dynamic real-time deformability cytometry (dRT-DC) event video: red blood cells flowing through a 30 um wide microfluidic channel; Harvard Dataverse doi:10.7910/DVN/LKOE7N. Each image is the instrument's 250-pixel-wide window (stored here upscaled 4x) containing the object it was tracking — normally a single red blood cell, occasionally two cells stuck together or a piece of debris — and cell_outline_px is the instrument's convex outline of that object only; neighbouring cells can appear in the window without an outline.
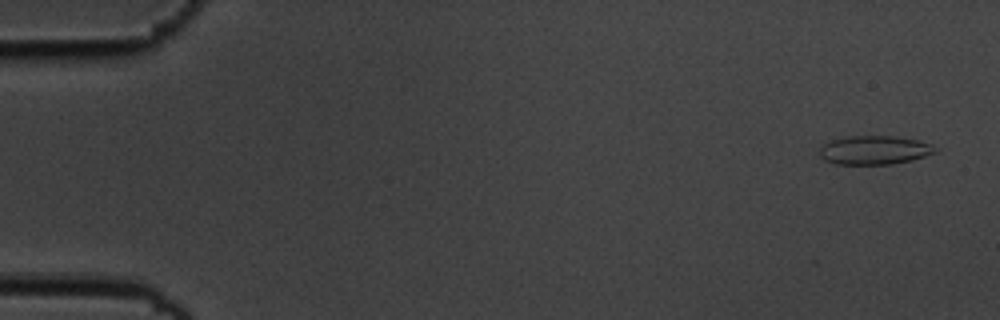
{"species": "common noctule bat (a hibernating species)", "species_latin": "Nyctalus noctula", "temperature_condition": "cold", "stored_images_in_passage": 5, "camera_frame_rate_fps": 3000, "um_per_image_px": 0.085, "animal": {"sex": "male", "body_mass_g": 19.5, "forearm_length_mm": 54.6}, "frame": {"image": 1, "passage_image": 1, "time_ms": 0.0, "image_size_px": [1000, 320], "cell_outline_px": [[936, 152], [912, 160], [892, 164], [836, 164], [824, 160], [820, 156], [820, 148], [824, 144], [832, 140], [844, 136], [892, 136], [916, 140], [928, 144], [936, 148]], "centroid_in_image_um": [74.28, 12.76], "position_along_channel_um": 10.7, "area_um2": 19.19}}
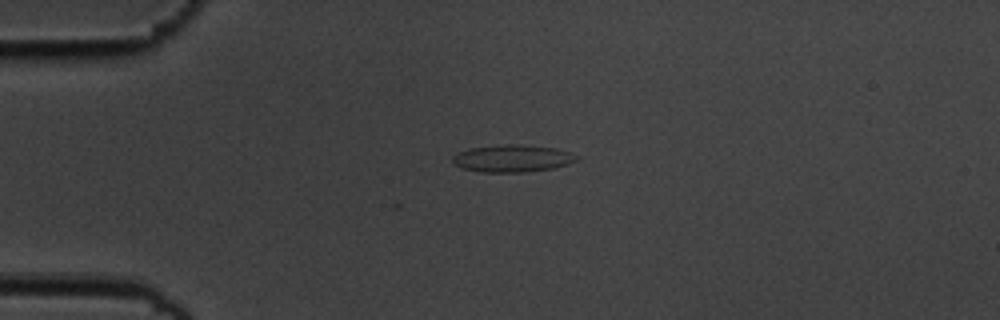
{"frame": {"image": 2, "passage_image": 4, "time_ms": 1.0, "image_size_px": [1000, 320], "cell_outline_px": [[580, 160], [568, 164], [552, 168], [524, 172], [480, 172], [460, 168], [452, 160], [452, 156], [460, 152], [472, 148], [504, 144], [520, 144], [556, 148], [580, 156]], "centroid_in_image_um": [43.59, 13.47], "position_along_channel_um": 41.4, "area_um2": 19.71}}